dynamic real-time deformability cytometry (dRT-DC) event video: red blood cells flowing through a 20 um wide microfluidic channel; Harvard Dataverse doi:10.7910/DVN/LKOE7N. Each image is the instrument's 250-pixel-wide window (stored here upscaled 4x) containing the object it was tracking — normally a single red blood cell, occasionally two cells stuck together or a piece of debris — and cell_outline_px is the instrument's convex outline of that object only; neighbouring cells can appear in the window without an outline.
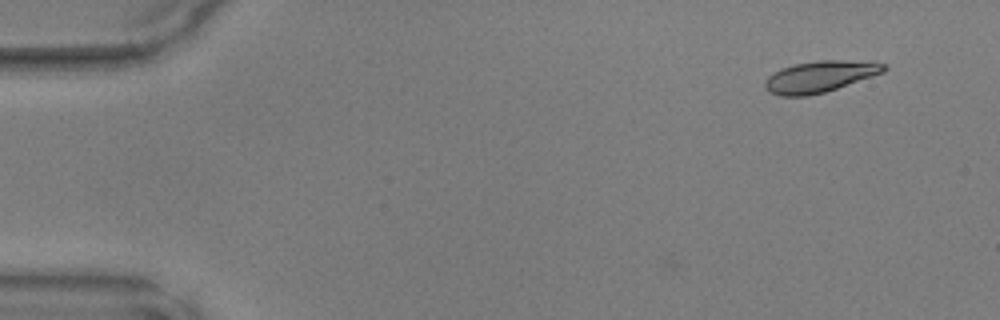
{"species": "common noctule bat (a hibernating species)", "species_latin": "Nyctalus noctula", "temperature_condition": "warm", "stored_images_in_passage": 45, "camera_frame_rate_fps": 3000, "um_per_image_px": 0.085, "animal": {"sex": "male", "body_mass_g": 17.9, "forearm_length_mm": 54.2}, "frame": {"image": 1, "passage_image": 1, "time_ms": 0.0, "image_size_px": [1000, 320], "cell_outline_px": [[888, 68], [884, 72], [824, 92], [808, 96], [780, 96], [768, 92], [764, 88], [764, 80], [768, 76], [780, 68], [796, 64], [820, 60], [876, 60], [884, 64]], "centroid_in_image_um": [69.69, 6.49], "position_along_channel_um": 15.3, "area_um2": 21.96}}
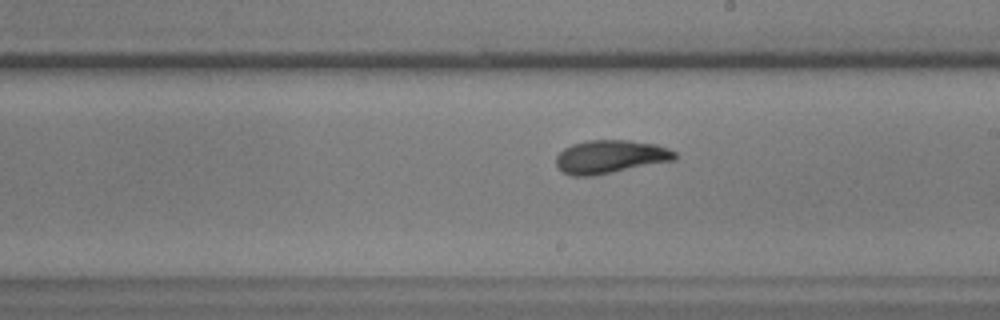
{"frame": {"image": 2, "passage_image": 25, "time_ms": 8.0, "image_size_px": [1000, 320], "cell_outline_px": [[676, 160], [592, 176], [572, 176], [564, 172], [556, 164], [556, 156], [564, 148], [572, 144], [588, 140], [628, 140], [656, 144], [668, 148], [676, 152]], "centroid_in_image_um": [51.89, 13.32], "position_along_channel_um": 237.1, "area_um2": 23.0}}
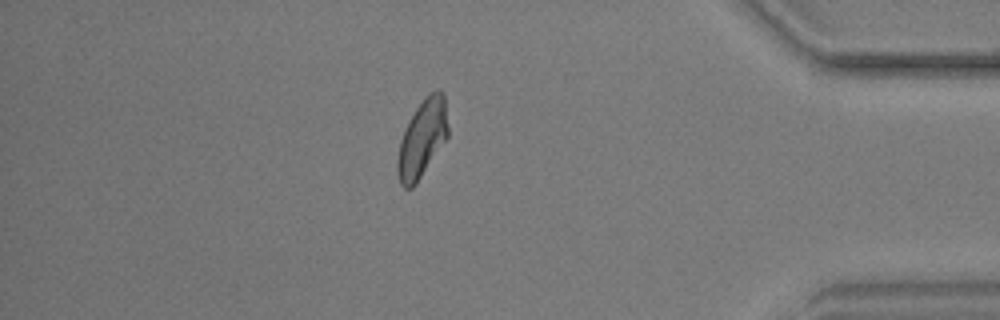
{"frame": {"image": 3, "passage_image": 39, "time_ms": 12.667, "image_size_px": [1000, 320], "cell_outline_px": [[448, 136], [416, 184], [412, 188], [404, 188], [400, 184], [396, 172], [396, 160], [400, 140], [416, 108], [424, 96], [428, 92], [436, 88], [440, 88], [444, 92], [448, 128]], "centroid_in_image_um": [35.89, 11.75], "position_along_channel_um": 399.3, "area_um2": 22.95}}